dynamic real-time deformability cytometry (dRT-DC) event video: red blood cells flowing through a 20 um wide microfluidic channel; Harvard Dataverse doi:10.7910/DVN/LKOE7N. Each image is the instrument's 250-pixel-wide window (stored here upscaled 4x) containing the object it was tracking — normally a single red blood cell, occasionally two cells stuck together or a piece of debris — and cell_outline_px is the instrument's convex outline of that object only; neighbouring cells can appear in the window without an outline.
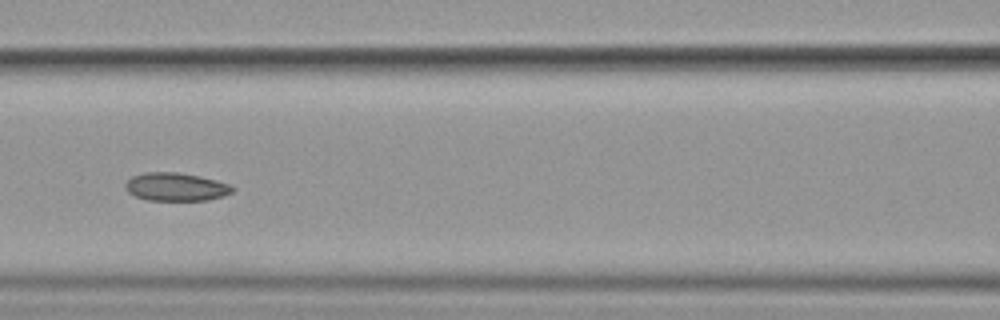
{"species": "common noctule bat (a hibernating species)", "species_latin": "Nyctalus noctula", "temperature_condition": "cold", "stored_images_in_passage": 11, "camera_frame_rate_fps": 3000, "um_per_image_px": 0.085, "animal": {"sex": "female", "body_mass_g": 19.9}, "frame": {"image": 1, "passage_image": 7, "time_ms": 8.0, "image_size_px": [1000, 320], "cell_outline_px": [[236, 188], [232, 192], [224, 196], [208, 200], [148, 200], [136, 196], [128, 192], [124, 188], [124, 184], [132, 176], [144, 172], [180, 172], [200, 176], [232, 184]], "centroid_in_image_um": [14.98, 15.87], "position_along_channel_um": 151.6, "area_um2": 17.8}}
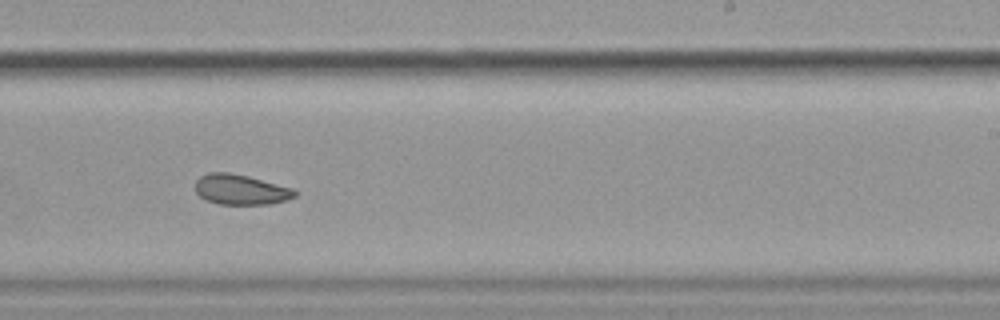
{"frame": {"image": 2, "passage_image": 10, "time_ms": 11.333, "image_size_px": [1000, 320], "cell_outline_px": [[296, 196], [288, 200], [268, 204], [220, 204], [208, 200], [200, 196], [196, 192], [196, 180], [200, 176], [208, 172], [228, 172], [248, 176], [292, 188], [296, 192]], "centroid_in_image_um": [20.46, 16.11], "position_along_channel_um": 268.5, "area_um2": 17.4}}
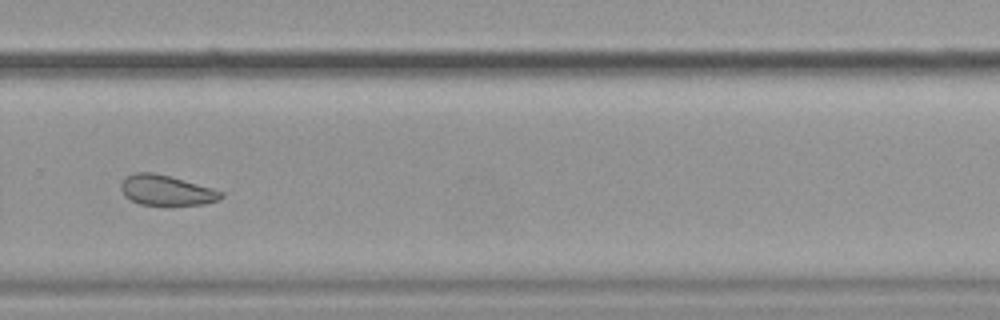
{"frame": {"image": 3, "passage_image": 11, "time_ms": 12.667, "image_size_px": [1000, 320], "cell_outline_px": [[224, 196], [220, 200], [204, 204], [140, 204], [124, 196], [120, 188], [120, 184], [124, 176], [136, 172], [152, 172], [168, 176], [212, 188], [224, 192]], "centroid_in_image_um": [14.12, 16.16], "position_along_channel_um": 315.7, "area_um2": 17.46}}